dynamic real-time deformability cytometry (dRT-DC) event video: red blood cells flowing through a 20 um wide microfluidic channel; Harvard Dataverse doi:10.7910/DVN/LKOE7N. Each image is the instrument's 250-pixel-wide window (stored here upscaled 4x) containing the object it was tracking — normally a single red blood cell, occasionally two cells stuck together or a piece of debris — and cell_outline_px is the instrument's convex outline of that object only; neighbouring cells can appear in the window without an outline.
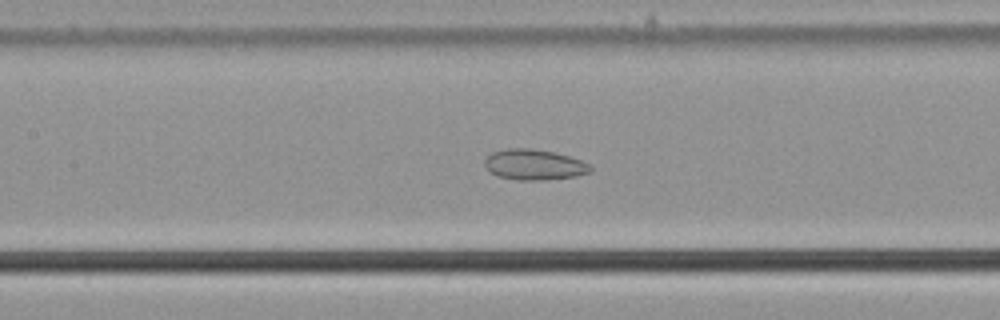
{"species": "common noctule bat (a hibernating species)", "species_latin": "Nyctalus noctula", "temperature_condition": "cold", "stored_images_in_passage": 55, "camera_frame_rate_fps": 3000, "um_per_image_px": 0.085, "animal": {"sex": "male", "body_mass_g": 21.5, "forearm_length_mm": 52.0}, "frame": {"image": 1, "passage_image": 26, "time_ms": 8.333, "image_size_px": [1000, 320], "cell_outline_px": [[592, 172], [576, 176], [544, 180], [516, 180], [496, 176], [488, 172], [484, 164], [484, 160], [492, 152], [508, 148], [528, 148], [552, 152], [568, 156], [580, 160], [588, 164], [592, 168]], "centroid_in_image_um": [45.36, 14.01], "position_along_channel_um": 162.0, "area_um2": 18.9}}
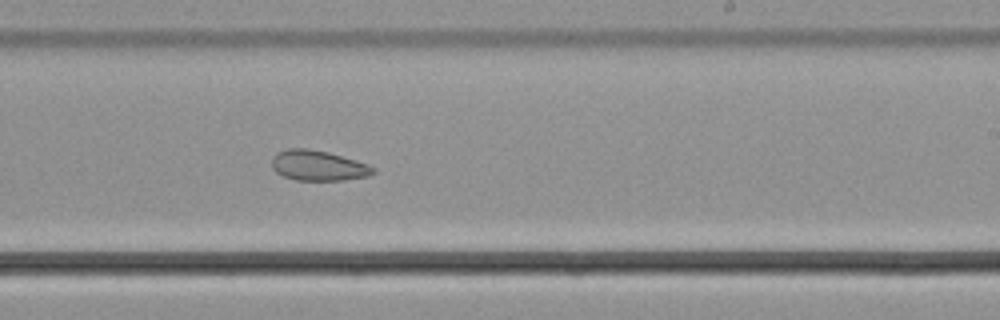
{"frame": {"image": 2, "passage_image": 34, "time_ms": 11.0, "image_size_px": [1000, 320], "cell_outline_px": [[376, 172], [368, 176], [344, 180], [296, 180], [284, 176], [276, 172], [272, 168], [272, 156], [276, 152], [288, 148], [304, 148], [328, 152], [368, 164], [376, 168]], "centroid_in_image_um": [27.04, 14.07], "position_along_channel_um": 262.0, "area_um2": 17.92}}
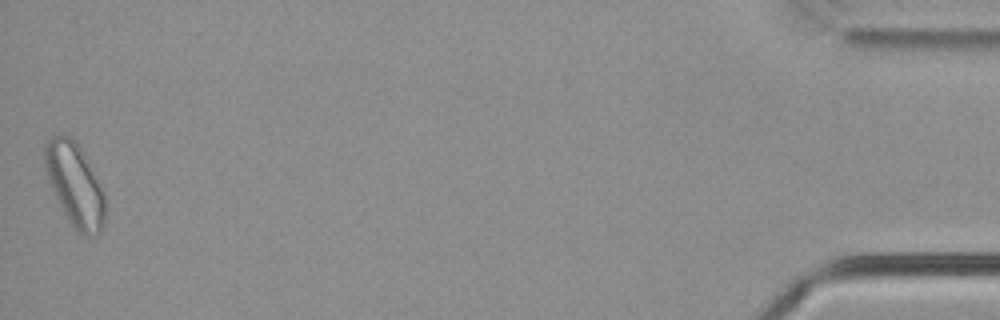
{"frame": {"image": 3, "passage_image": 55, "time_ms": 18.0, "image_size_px": [1000, 320], "cell_outline_px": [[104, 224], [100, 232], [88, 236], [84, 236], [76, 232], [68, 220], [48, 180], [44, 168], [44, 144], [52, 136], [64, 132], [76, 140], [104, 192]], "centroid_in_image_um": [6.33, 15.67], "position_along_channel_um": 428.9, "area_um2": 29.13}, "authors_computed_cell_mechanics": {"area_um2": 23.8714, "velocity_mm_per_s": 3.7653, "shape_relaxation_time_tau1_ms": null, "shape_relaxation_time_tau2_ms": 2.7067, "deformation_change_tau1": null, "deformation_change_tau2": 0.0784}}